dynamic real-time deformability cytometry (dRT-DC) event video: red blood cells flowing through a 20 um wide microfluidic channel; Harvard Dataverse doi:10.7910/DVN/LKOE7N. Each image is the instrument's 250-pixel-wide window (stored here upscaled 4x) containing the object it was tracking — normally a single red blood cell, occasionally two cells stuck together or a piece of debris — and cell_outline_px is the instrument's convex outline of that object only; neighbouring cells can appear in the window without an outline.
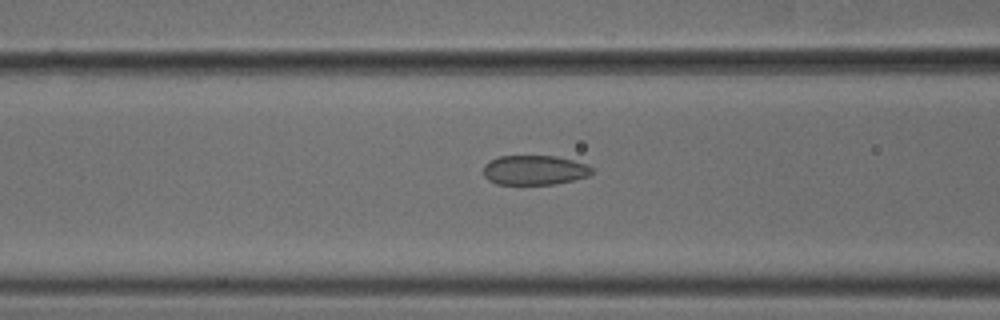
{"species": "common noctule bat (a hibernating species)", "species_latin": "Nyctalus noctula", "temperature_condition": "cold", "stored_images_in_passage": 46, "camera_frame_rate_fps": 3000, "um_per_image_px": 0.085, "animal": {"sex": "male", "body_mass_g": 18.8}, "frame": {"image": 1, "passage_image": 14, "time_ms": 4.333, "image_size_px": [1000, 320], "cell_outline_px": [[592, 172], [588, 176], [556, 184], [496, 184], [488, 180], [484, 176], [484, 164], [488, 160], [500, 156], [556, 156], [588, 164], [592, 168]], "centroid_in_image_um": [45.41, 14.45], "position_along_channel_um": 121.2, "area_um2": 18.79}}
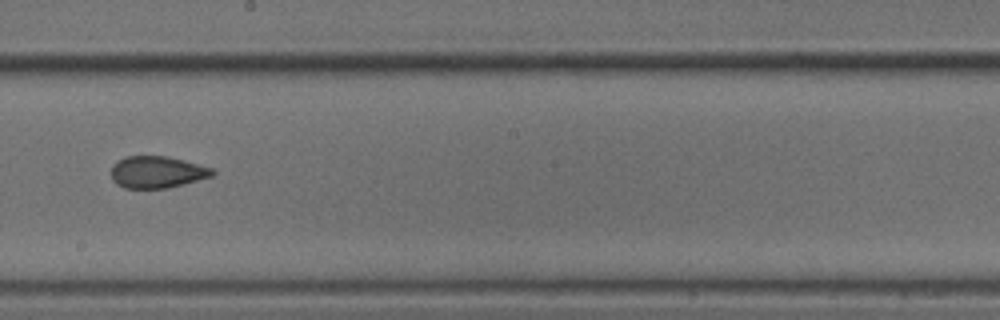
{"frame": {"image": 2, "passage_image": 23, "time_ms": 7.333, "image_size_px": [1000, 320], "cell_outline_px": [[216, 172], [212, 176], [184, 184], [164, 188], [124, 188], [116, 184], [112, 180], [112, 164], [116, 160], [124, 156], [168, 156], [184, 160], [212, 168]], "centroid_in_image_um": [13.32, 14.62], "position_along_channel_um": 234.9, "area_um2": 18.9}}
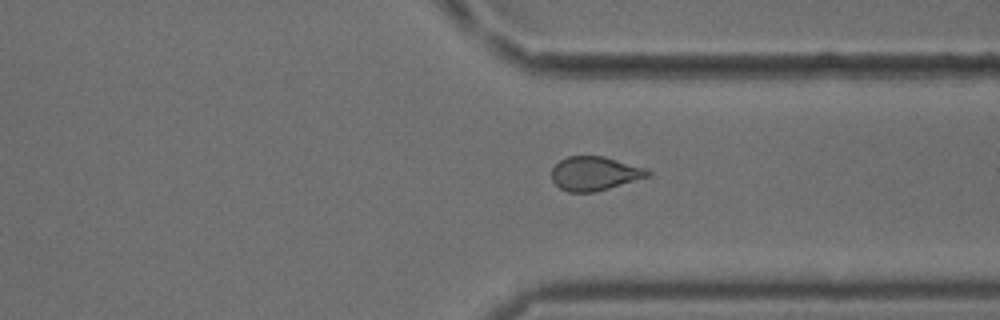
{"frame": {"image": 3, "passage_image": 33, "time_ms": 10.667, "image_size_px": [1000, 320], "cell_outline_px": [[652, 176], [608, 188], [592, 192], [568, 192], [560, 188], [552, 180], [552, 168], [560, 160], [568, 156], [604, 156], [644, 168], [652, 172]], "centroid_in_image_um": [50.55, 14.74], "position_along_channel_um": 360.9, "area_um2": 18.9}, "authors_computed_cell_mechanics": {"area_um2": 19.1607, "velocity_mm_per_s": 3.7758, "shape_relaxation_time_tau1_ms": null, "shape_relaxation_time_tau2_ms": 1.8528, "deformation_change_tau1": null, "deformation_change_tau2": 0.0751}}